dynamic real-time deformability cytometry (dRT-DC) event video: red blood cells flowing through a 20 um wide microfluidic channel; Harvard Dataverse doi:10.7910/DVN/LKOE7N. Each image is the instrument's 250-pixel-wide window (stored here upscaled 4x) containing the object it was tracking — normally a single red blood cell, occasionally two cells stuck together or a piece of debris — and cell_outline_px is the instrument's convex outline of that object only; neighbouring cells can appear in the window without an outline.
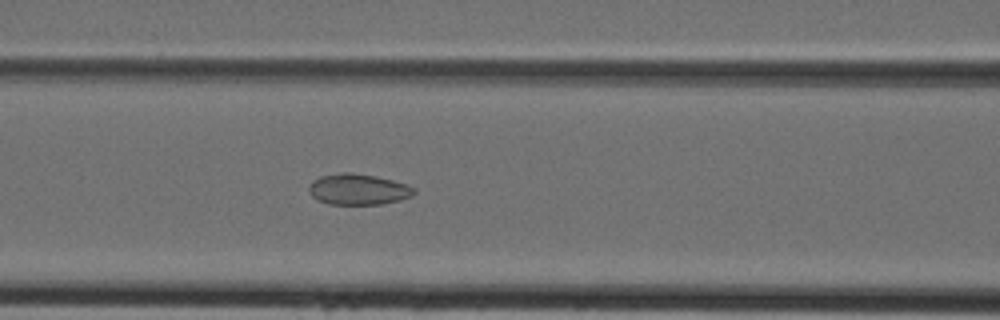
{"species": "Egyptian fruit bat (a non-hibernating species)", "species_latin": "Rousettus aegyptiacus", "temperature_condition": "cold", "stored_images_in_passage": 43, "camera_frame_rate_fps": 3000, "um_per_image_px": 0.085, "animal": {"sex": "female"}, "frame": {"image": 1, "passage_image": 18, "time_ms": 5.667, "image_size_px": [1000, 320], "cell_outline_px": [[416, 192], [412, 196], [400, 200], [380, 204], [328, 204], [316, 200], [312, 196], [308, 188], [308, 184], [312, 180], [320, 176], [344, 172], [352, 172], [376, 176], [408, 184], [416, 188]], "centroid_in_image_um": [30.44, 16.09], "position_along_channel_um": 136.2, "area_um2": 19.19}}
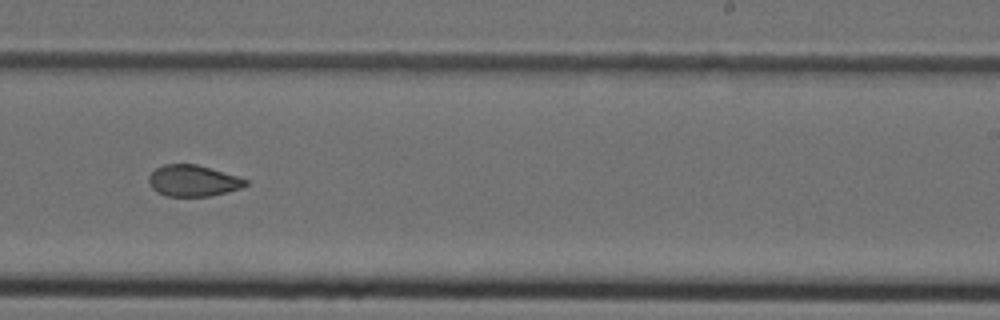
{"frame": {"image": 2, "passage_image": 27, "time_ms": 8.667, "image_size_px": [1000, 320], "cell_outline_px": [[248, 184], [240, 188], [228, 192], [208, 196], [168, 196], [156, 192], [152, 188], [148, 180], [148, 176], [156, 168], [164, 164], [196, 164], [236, 176], [248, 180]], "centroid_in_image_um": [16.38, 15.36], "position_along_channel_um": 272.6, "area_um2": 17.51}}
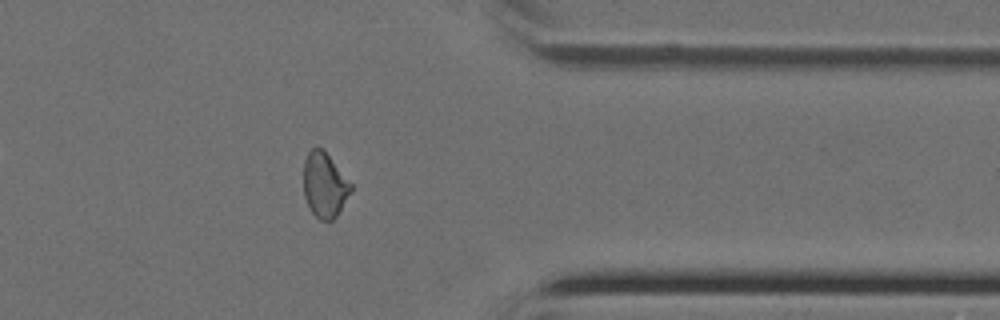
{"frame": {"image": 3, "passage_image": 35, "time_ms": 11.333, "image_size_px": [1000, 320], "cell_outline_px": [[352, 192], [340, 212], [332, 220], [320, 220], [312, 212], [304, 196], [304, 160], [308, 152], [312, 148], [324, 148], [352, 184]], "centroid_in_image_um": [27.61, 15.71], "position_along_channel_um": 383.8, "area_um2": 18.09}}